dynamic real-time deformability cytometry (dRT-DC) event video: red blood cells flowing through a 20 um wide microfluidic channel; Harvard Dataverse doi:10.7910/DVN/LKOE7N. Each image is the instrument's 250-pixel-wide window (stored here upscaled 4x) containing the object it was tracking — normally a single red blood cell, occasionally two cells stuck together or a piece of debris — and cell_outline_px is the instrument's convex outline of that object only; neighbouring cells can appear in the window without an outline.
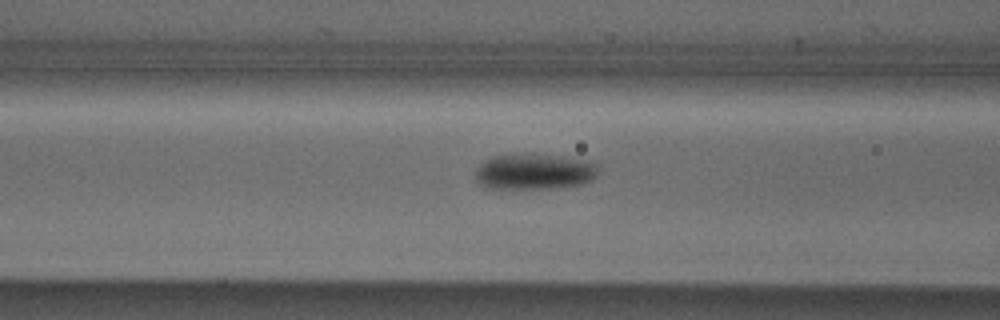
{"species": "Egyptian fruit bat (a non-hibernating species)", "species_latin": "Rousettus aegyptiacus", "temperature_condition": "cold", "stored_images_in_passage": 42, "camera_frame_rate_fps": 3000, "um_per_image_px": 0.085, "animal": {"sex": "male"}, "frame": {"image": 1, "passage_image": 10, "time_ms": 3.0, "image_size_px": [1000, 320], "cell_outline_px": [[596, 176], [592, 180], [584, 184], [560, 188], [488, 188], [480, 184], [476, 180], [476, 168], [484, 160], [492, 156], [508, 152], [532, 152], [588, 160], [596, 164]], "centroid_in_image_um": [45.39, 14.55], "position_along_channel_um": 121.2, "area_um2": 26.47}}
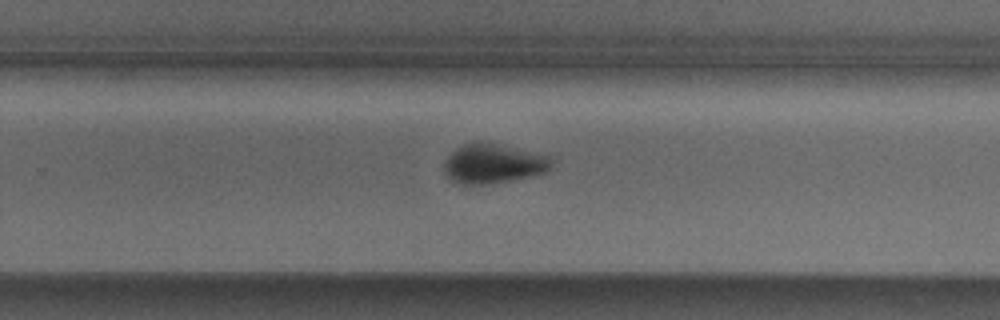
{"frame": {"image": 2, "passage_image": 23, "time_ms": 7.333, "image_size_px": [1000, 320], "cell_outline_px": [[552, 164], [544, 172], [532, 176], [488, 184], [464, 184], [452, 180], [444, 172], [444, 164], [448, 156], [456, 148], [464, 144], [488, 140], [552, 156]], "centroid_in_image_um": [41.95, 13.87], "position_along_channel_um": 287.8, "area_um2": 24.97}}
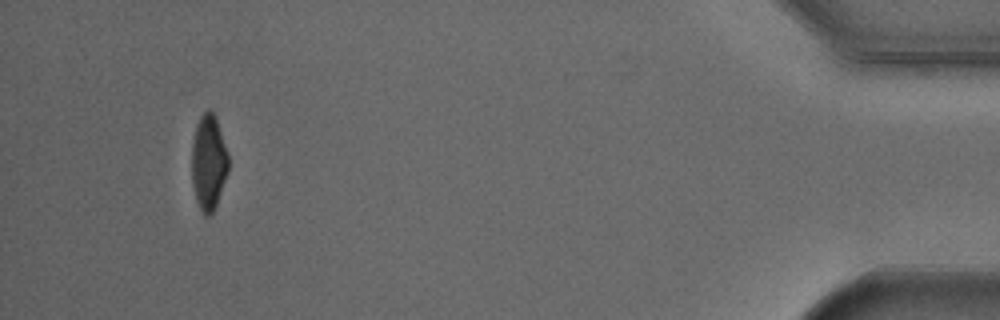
{"frame": {"image": 3, "passage_image": 39, "time_ms": 12.667, "image_size_px": [1000, 320], "cell_outline_px": [[228, 172], [216, 204], [212, 212], [208, 216], [204, 216], [196, 200], [192, 184], [192, 144], [196, 124], [200, 116], [208, 108], [216, 116], [228, 152]], "centroid_in_image_um": [17.73, 13.77], "position_along_channel_um": 417.5, "area_um2": 20.4}, "authors_computed_cell_mechanics": {"area_um2": 23.3801, "velocity_mm_per_s": 3.8585, "shape_relaxation_time_tau1_ms": 3.2911, "shape_relaxation_time_tau2_ms": null, "deformation_change_tau1": 0.1173, "deformation_change_tau2": null}}